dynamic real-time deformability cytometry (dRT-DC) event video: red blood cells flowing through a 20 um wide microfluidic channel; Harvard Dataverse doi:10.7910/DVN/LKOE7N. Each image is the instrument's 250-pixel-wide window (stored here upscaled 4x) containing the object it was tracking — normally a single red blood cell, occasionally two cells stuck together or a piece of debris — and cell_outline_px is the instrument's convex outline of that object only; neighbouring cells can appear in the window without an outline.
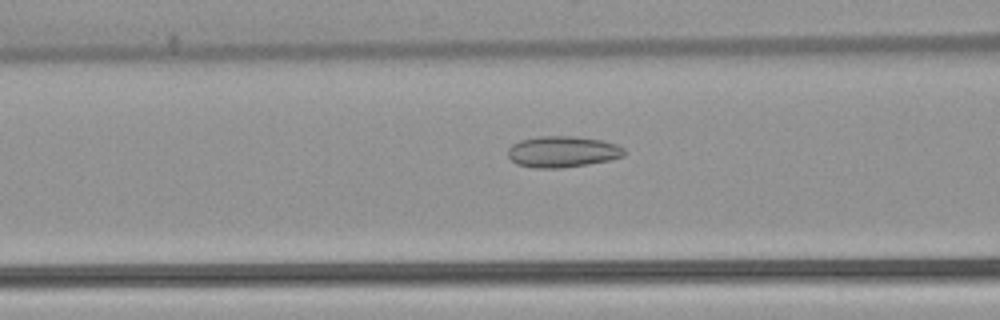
{"species": "common noctule bat (a hibernating species)", "species_latin": "Nyctalus noctula", "temperature_condition": "warm", "stored_images_in_passage": 40, "camera_frame_rate_fps": 3000, "um_per_image_px": 0.085, "animal": {"sex": "female", "body_mass_g": 22.7, "forearm_length_mm": 54.2}, "frame": {"image": 1, "passage_image": 9, "time_ms": 2.667, "image_size_px": [1000, 320], "cell_outline_px": [[624, 156], [612, 160], [588, 164], [560, 168], [536, 168], [516, 164], [508, 156], [508, 148], [512, 144], [520, 140], [540, 136], [572, 136], [604, 140], [616, 144], [624, 148]], "centroid_in_image_um": [47.82, 12.89], "position_along_channel_um": 118.8, "area_um2": 21.27}}
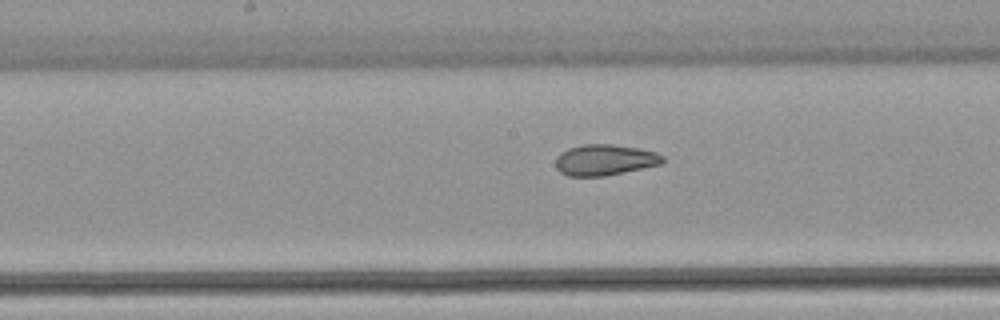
{"frame": {"image": 2, "passage_image": 15, "time_ms": 4.667, "image_size_px": [1000, 320], "cell_outline_px": [[664, 160], [660, 164], [604, 176], [568, 176], [560, 172], [556, 168], [556, 156], [560, 152], [568, 148], [584, 144], [612, 144], [640, 148], [656, 152], [664, 156]], "centroid_in_image_um": [51.38, 13.58], "position_along_channel_um": 196.8, "area_um2": 19.31}}
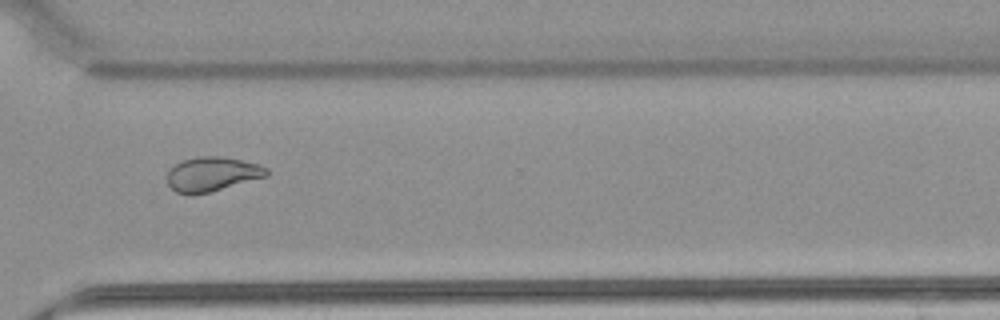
{"frame": {"image": 3, "passage_image": 27, "time_ms": 8.667, "image_size_px": [1000, 320], "cell_outline_px": [[268, 176], [208, 192], [176, 192], [168, 184], [168, 172], [176, 164], [184, 160], [196, 156], [224, 156], [260, 164], [268, 168]], "centroid_in_image_um": [18.09, 14.76], "position_along_channel_um": 352.5, "area_um2": 19.48}, "authors_computed_cell_mechanics": {"area_um2": 20.2589, "velocity_mm_per_s": 3.9021, "shape_relaxation_time_tau1_ms": null, "shape_relaxation_time_tau2_ms": 1.5879, "deformation_change_tau1": null, "deformation_change_tau2": 0.08}}